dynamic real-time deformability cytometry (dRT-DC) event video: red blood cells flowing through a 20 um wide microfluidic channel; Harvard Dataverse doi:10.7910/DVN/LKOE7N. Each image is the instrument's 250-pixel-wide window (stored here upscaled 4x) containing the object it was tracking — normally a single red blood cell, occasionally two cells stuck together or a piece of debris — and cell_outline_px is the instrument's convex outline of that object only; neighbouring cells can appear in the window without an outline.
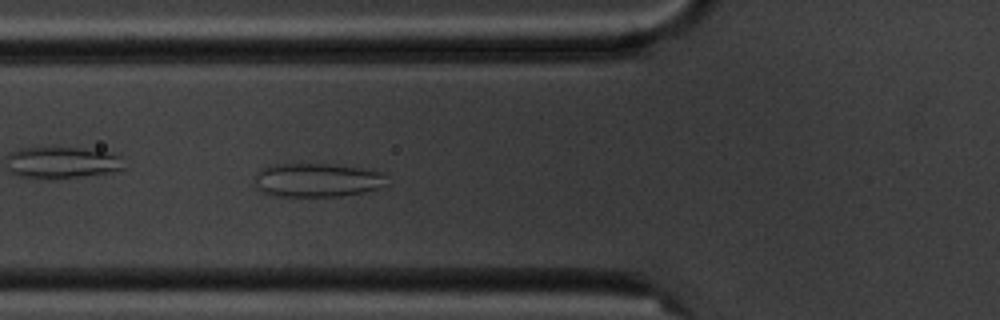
{"species": "common noctule bat (a hibernating species)", "species_latin": "Nyctalus noctula", "temperature_condition": "cold", "stored_images_in_passage": 6, "camera_frame_rate_fps": 3000, "um_per_image_px": 0.085, "animal": {"sex": "male", "body_mass_g": 20.1, "forearm_length_mm": 53.5}, "frame": {"image": 1, "passage_image": 6, "time_ms": 6.667, "image_size_px": [1000, 320], "cell_outline_px": [[388, 184], [380, 188], [364, 192], [340, 196], [272, 196], [260, 192], [256, 188], [256, 172], [260, 168], [268, 164], [300, 160], [372, 168], [388, 172]], "centroid_in_image_um": [26.99, 15.23], "position_along_channel_um": 98.8, "area_um2": 28.03}}